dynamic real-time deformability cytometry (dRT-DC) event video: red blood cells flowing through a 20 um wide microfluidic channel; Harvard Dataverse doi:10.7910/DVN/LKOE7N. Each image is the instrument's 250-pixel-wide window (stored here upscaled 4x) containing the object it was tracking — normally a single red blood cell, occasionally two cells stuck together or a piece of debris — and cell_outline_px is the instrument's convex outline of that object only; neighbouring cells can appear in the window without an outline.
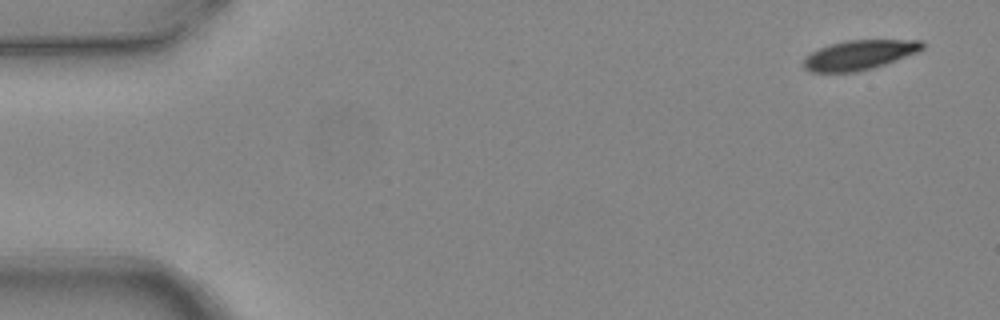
{"species": "common noctule bat (a hibernating species)", "species_latin": "Nyctalus noctula", "temperature_condition": "warm", "stored_images_in_passage": 6, "camera_frame_rate_fps": 3000, "um_per_image_px": 0.085, "animal": {"sex": "female", "body_mass_g": 24.6, "forearm_length_mm": 56.2}, "frame": {"image": 1, "passage_image": 1, "time_ms": 0.0, "image_size_px": [1000, 320], "cell_outline_px": [[924, 48], [916, 52], [884, 64], [872, 68], [856, 72], [812, 72], [804, 68], [804, 60], [812, 52], [820, 48], [844, 40], [924, 40]], "centroid_in_image_um": [73.05, 4.66], "position_along_channel_um": 11.9, "area_um2": 20.17}}
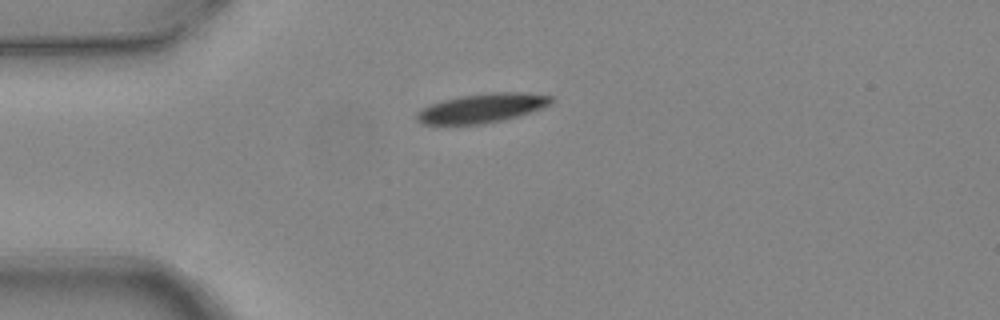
{"frame": {"image": 2, "passage_image": 4, "time_ms": 1.0, "image_size_px": [1000, 320], "cell_outline_px": [[556, 100], [552, 104], [516, 116], [500, 120], [480, 124], [420, 124], [416, 120], [416, 112], [432, 104], [444, 100], [460, 96], [492, 92], [528, 92], [552, 96]], "centroid_in_image_um": [40.99, 9.17], "position_along_channel_um": 44.0, "area_um2": 22.66}}
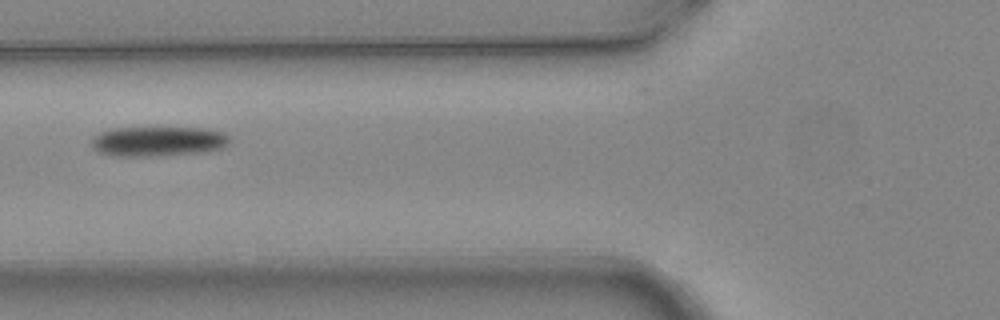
{"frame": {"image": 3, "passage_image": 6, "time_ms": 1.667, "image_size_px": [1000, 320], "cell_outline_px": [[228, 144], [220, 148], [208, 152], [156, 156], [112, 156], [100, 152], [92, 148], [92, 136], [108, 128], [208, 128], [224, 132], [228, 136]], "centroid_in_image_um": [13.42, 12.01], "position_along_channel_um": 112.4, "area_um2": 24.28}}